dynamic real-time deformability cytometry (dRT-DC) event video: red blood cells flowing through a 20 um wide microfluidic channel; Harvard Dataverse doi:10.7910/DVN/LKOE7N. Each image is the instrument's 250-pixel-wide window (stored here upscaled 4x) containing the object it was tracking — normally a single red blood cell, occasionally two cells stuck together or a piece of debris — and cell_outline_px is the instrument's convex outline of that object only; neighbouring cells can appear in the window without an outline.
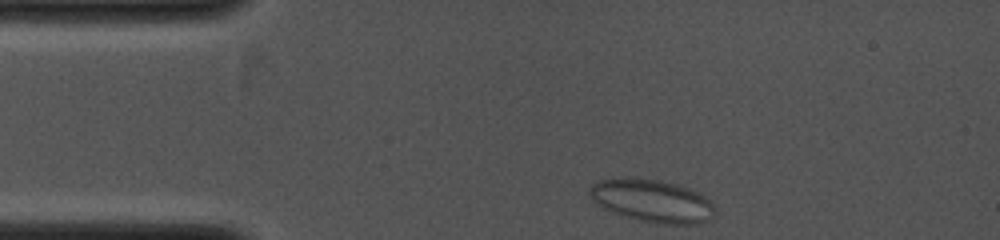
{"species": "common noctule bat (a hibernating species)", "species_latin": "Nyctalus noctula", "temperature_condition": "cold", "stored_images_in_passage": 8, "camera_frame_rate_fps": 4000, "um_per_image_px": 0.085, "animal": {"sex": "female", "body_mass_g": 19.0, "forearm_length_mm": 53.3}, "frame": {"image": 1, "passage_image": 1, "time_ms": 0.0, "image_size_px": [1000, 240], "cell_outline_px": [[716, 212], [708, 220], [696, 224], [656, 224], [640, 220], [612, 212], [596, 204], [588, 196], [588, 188], [592, 184], [600, 180], [656, 180], [676, 184], [700, 192], [712, 200], [716, 208]], "centroid_in_image_um": [55.49, 17.11], "position_along_channel_um": 29.5, "area_um2": 30.92}}
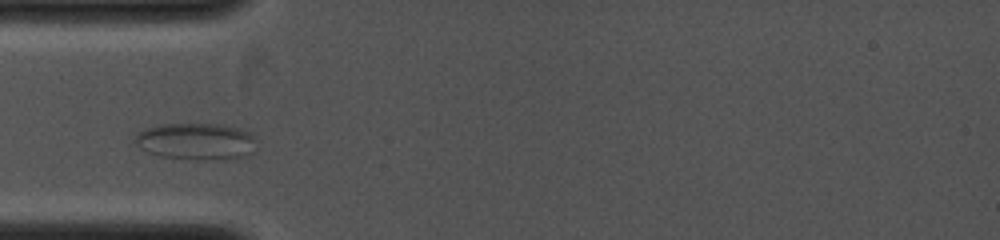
{"frame": {"image": 2, "passage_image": 6, "time_ms": 1.75, "image_size_px": [1000, 240], "cell_outline_px": [[252, 140], [248, 156], [160, 156], [148, 152], [140, 148], [136, 144], [136, 136], [140, 132], [148, 128], [160, 124], [224, 124], [248, 132], [252, 136]], "centroid_in_image_um": [16.56, 11.94], "position_along_channel_um": 68.4, "area_um2": 23.99}}